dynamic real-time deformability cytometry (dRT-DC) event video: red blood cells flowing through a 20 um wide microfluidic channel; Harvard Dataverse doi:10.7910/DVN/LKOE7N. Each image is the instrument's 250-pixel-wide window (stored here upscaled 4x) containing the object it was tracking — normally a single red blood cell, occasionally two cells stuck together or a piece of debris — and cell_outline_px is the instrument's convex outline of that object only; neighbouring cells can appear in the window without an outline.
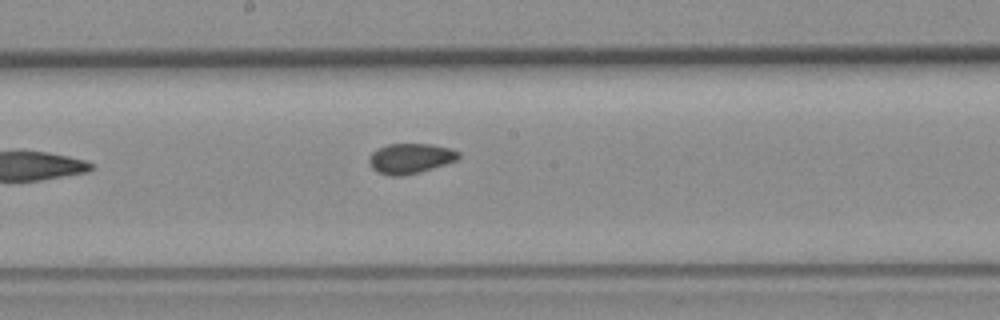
{"species": "common noctule bat (a hibernating species)", "species_latin": "Nyctalus noctula", "temperature_condition": "room temperature", "stored_images_in_passage": 10, "camera_frame_rate_fps": 3000, "um_per_image_px": 0.085, "animal": {"sex": "female", "body_mass_g": 19.3, "forearm_length_mm": 54.1}, "frame": {"image": 1, "passage_image": 10, "time_ms": 10.333, "image_size_px": [1000, 320], "cell_outline_px": [[460, 156], [456, 160], [420, 172], [400, 176], [388, 176], [376, 172], [368, 164], [368, 156], [376, 148], [388, 144], [432, 144], [452, 148], [460, 152]], "centroid_in_image_um": [34.83, 13.46], "position_along_channel_um": 213.4, "area_um2": 15.95}}